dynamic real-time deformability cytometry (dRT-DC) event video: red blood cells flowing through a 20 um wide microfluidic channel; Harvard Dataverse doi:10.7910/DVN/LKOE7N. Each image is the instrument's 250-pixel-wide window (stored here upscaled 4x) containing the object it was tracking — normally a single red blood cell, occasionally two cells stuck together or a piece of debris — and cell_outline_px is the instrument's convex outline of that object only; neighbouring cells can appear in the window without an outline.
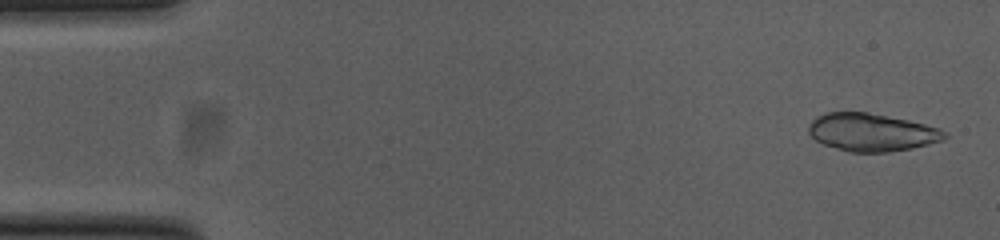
{"species": "common noctule bat (a hibernating species)", "species_latin": "Nyctalus noctula", "temperature_condition": "cold", "stored_images_in_passage": 52, "camera_frame_rate_fps": 3000, "um_per_image_px": 0.085, "animal": {"sex": "female", "body_mass_g": 23.0, "forearm_length_mm": 53.4}, "frame": {"image": 1, "passage_image": 2, "time_ms": 0.333, "image_size_px": [1000, 240], "cell_outline_px": [[948, 136], [944, 140], [912, 148], [888, 152], [848, 152], [824, 144], [816, 140], [808, 132], [808, 124], [816, 116], [824, 112], [868, 112], [908, 120], [940, 128], [948, 132]], "centroid_in_image_um": [74.09, 11.24], "position_along_channel_um": 10.9, "area_um2": 30.11}}
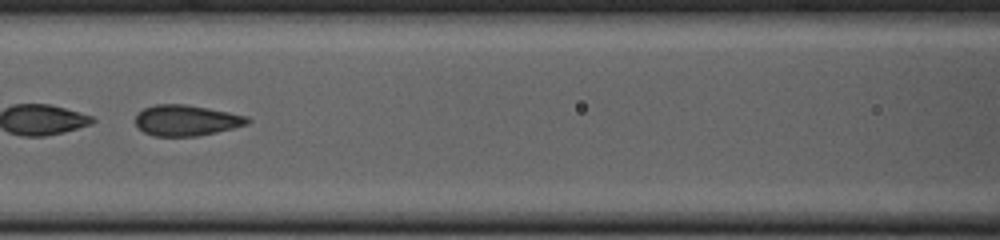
{"frame": {"image": 2, "passage_image": 23, "time_ms": 7.333, "image_size_px": [1000, 240], "cell_outline_px": [[252, 120], [248, 124], [216, 132], [196, 136], [152, 136], [144, 132], [136, 124], [136, 112], [144, 108], [156, 104], [184, 104], [208, 108], [248, 116]], "centroid_in_image_um": [15.83, 10.23], "position_along_channel_um": 150.8, "area_um2": 20.11}, "authors_computed_cell_mechanics": {"area_um2": 29.9115, "velocity_mm_per_s": 3.8186, "shape_relaxation_time_tau1_ms": null, "shape_relaxation_time_tau2_ms": 0.7841, "deformation_change_tau1": null, "deformation_change_tau2": 0.0738}}